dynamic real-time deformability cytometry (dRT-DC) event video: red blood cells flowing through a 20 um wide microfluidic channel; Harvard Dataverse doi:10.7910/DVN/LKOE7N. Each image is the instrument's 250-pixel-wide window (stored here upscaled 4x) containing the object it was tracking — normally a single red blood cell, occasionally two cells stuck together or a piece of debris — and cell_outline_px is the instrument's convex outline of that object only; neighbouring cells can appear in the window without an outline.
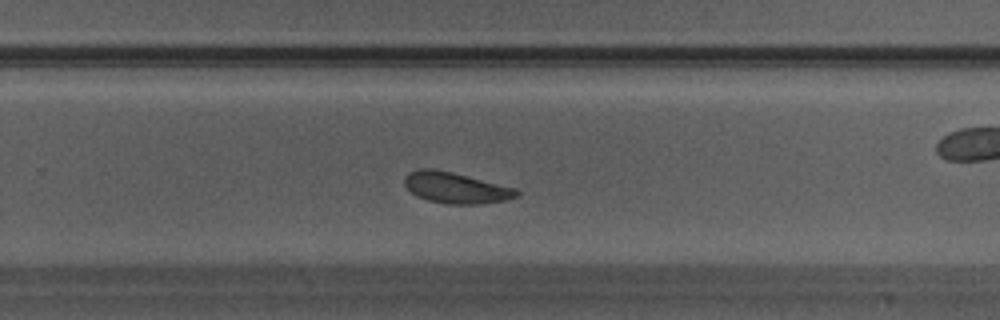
{"species": "Egyptian fruit bat (a non-hibernating species)", "species_latin": "Rousettus aegyptiacus", "temperature_condition": "warm", "stored_images_in_passage": 28, "camera_frame_rate_fps": 3000, "um_per_image_px": 0.085, "animal": {"sex": "male"}, "frame": {"image": 1, "passage_image": 16, "time_ms": 5.0, "image_size_px": [1000, 320], "cell_outline_px": [[520, 192], [516, 196], [504, 200], [480, 204], [448, 204], [428, 200], [416, 196], [404, 184], [404, 176], [408, 172], [416, 168], [432, 168], [452, 172], [516, 188]], "centroid_in_image_um": [38.7, 15.95], "position_along_channel_um": 291.1, "area_um2": 20.23}}